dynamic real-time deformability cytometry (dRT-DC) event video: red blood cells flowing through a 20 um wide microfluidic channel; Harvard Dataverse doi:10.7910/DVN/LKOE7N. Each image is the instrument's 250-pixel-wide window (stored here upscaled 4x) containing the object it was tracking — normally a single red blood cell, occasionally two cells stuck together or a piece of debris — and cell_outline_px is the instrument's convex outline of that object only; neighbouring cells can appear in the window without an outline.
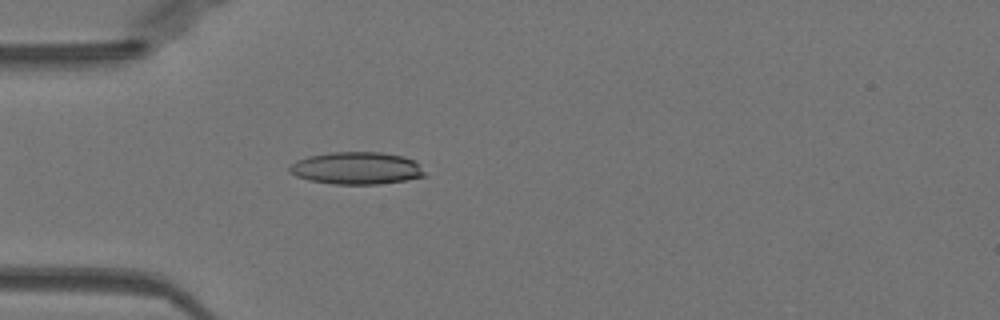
{"species": "Egyptian fruit bat (a non-hibernating species)", "species_latin": "Rousettus aegyptiacus", "temperature_condition": "warm", "stored_images_in_passage": 50, "camera_frame_rate_fps": 3000, "um_per_image_px": 0.085, "animal": {"sex": "female"}, "frame": {"image": 1, "passage_image": 14, "time_ms": 4.333, "image_size_px": [1000, 320], "cell_outline_px": [[428, 176], [380, 184], [332, 184], [308, 180], [296, 176], [288, 172], [288, 168], [296, 160], [308, 156], [332, 152], [380, 152], [404, 156], [416, 160], [420, 164]], "centroid_in_image_um": [30.33, 14.29], "position_along_channel_um": 54.7, "area_um2": 25.78}}
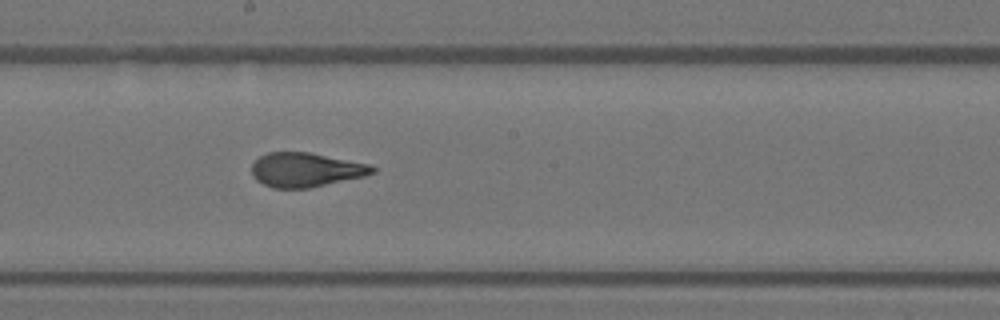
{"frame": {"image": 2, "passage_image": 27, "time_ms": 8.667, "image_size_px": [1000, 320], "cell_outline_px": [[376, 172], [364, 176], [308, 188], [272, 188], [256, 180], [252, 176], [252, 164], [260, 156], [268, 152], [308, 152], [372, 164], [376, 168]], "centroid_in_image_um": [26.0, 14.43], "position_along_channel_um": 222.2, "area_um2": 24.1}}
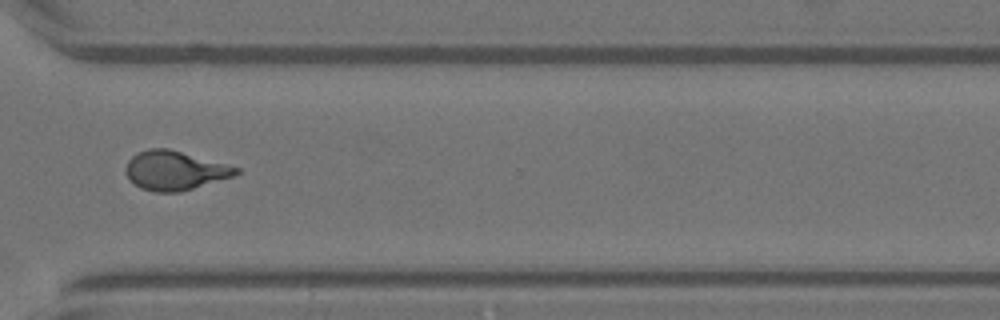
{"frame": {"image": 3, "passage_image": 37, "time_ms": 12.0, "image_size_px": [1000, 320], "cell_outline_px": [[240, 172], [232, 176], [180, 192], [156, 192], [140, 188], [124, 172], [124, 168], [128, 160], [136, 152], [148, 148], [168, 148], [240, 168]], "centroid_in_image_um": [14.81, 14.48], "position_along_channel_um": 355.8, "area_um2": 24.91}, "authors_computed_cell_mechanics": {"area_um2": 24.9985, "velocity_mm_per_s": 4.0212, "shape_relaxation_time_tau1_ms": 5.2517, "shape_relaxation_time_tau2_ms": 0.8121, "deformation_change_tau1": 0.2285, "deformation_change_tau2": 0.0802}}